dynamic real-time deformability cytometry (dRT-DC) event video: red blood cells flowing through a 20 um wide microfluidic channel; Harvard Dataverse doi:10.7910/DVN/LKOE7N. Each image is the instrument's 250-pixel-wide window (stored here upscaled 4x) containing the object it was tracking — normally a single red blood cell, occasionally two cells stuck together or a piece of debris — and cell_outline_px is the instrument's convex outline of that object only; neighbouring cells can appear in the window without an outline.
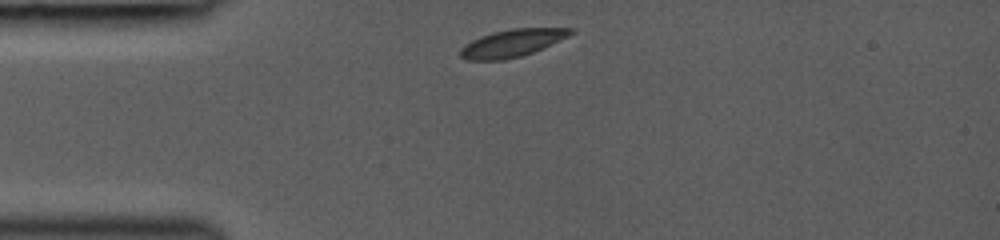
{"species": "common noctule bat (a hibernating species)", "species_latin": "Nyctalus noctula", "temperature_condition": "room temperature", "stored_images_in_passage": 11, "camera_frame_rate_fps": 3000, "um_per_image_px": 0.085, "animal": {"sex": "female", "body_mass_g": 19.0, "forearm_length_mm": 53.3}, "frame": {"image": 1, "passage_image": 1, "time_ms": 0.0, "image_size_px": [1000, 240], "cell_outline_px": [[576, 32], [568, 36], [532, 52], [520, 56], [504, 60], [464, 60], [460, 56], [460, 48], [464, 44], [480, 36], [492, 32], [512, 28], [572, 28]], "centroid_in_image_um": [43.48, 3.66], "position_along_channel_um": 41.5, "area_um2": 17.57}}
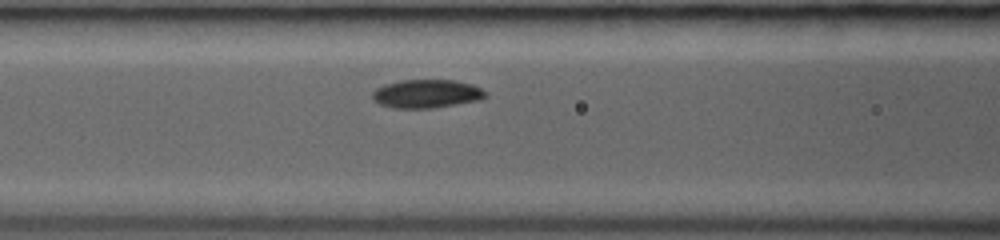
{"frame": {"image": 2, "passage_image": 8, "time_ms": 2.667, "image_size_px": [1000, 240], "cell_outline_px": [[488, 96], [480, 100], [432, 108], [392, 108], [380, 104], [372, 100], [372, 92], [376, 88], [384, 84], [400, 80], [456, 80], [472, 84], [488, 92]], "centroid_in_image_um": [36.26, 7.96], "position_along_channel_um": 130.3, "area_um2": 18.96}}
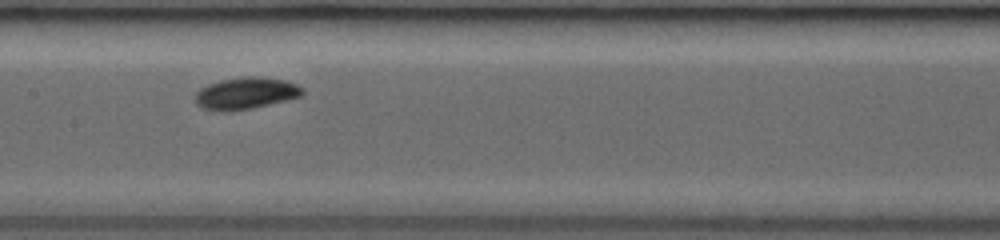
{"frame": {"image": 3, "passage_image": 10, "time_ms": 4.0, "image_size_px": [1000, 240], "cell_outline_px": [[304, 92], [300, 96], [252, 108], [220, 112], [200, 108], [196, 104], [196, 92], [200, 88], [208, 84], [220, 80], [248, 76], [256, 76], [284, 80], [296, 84], [304, 88]], "centroid_in_image_um": [20.85, 7.93], "position_along_channel_um": 186.6, "area_um2": 19.77}}